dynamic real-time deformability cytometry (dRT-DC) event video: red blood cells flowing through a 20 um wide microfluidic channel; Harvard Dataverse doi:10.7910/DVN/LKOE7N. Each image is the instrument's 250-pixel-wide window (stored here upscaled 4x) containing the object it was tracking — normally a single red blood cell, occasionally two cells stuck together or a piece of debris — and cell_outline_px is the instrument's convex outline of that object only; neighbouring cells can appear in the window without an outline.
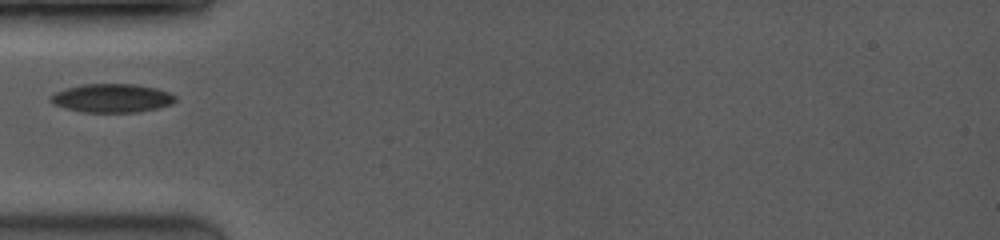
{"species": "common noctule bat (a hibernating species)", "species_latin": "Nyctalus noctula", "temperature_condition": "room temperature", "stored_images_in_passage": 18, "camera_frame_rate_fps": 3500, "um_per_image_px": 0.085, "animal": {"sex": "female", "body_mass_g": 19.0, "forearm_length_mm": 53.3}, "frame": {"image": 1, "passage_image": 1, "time_ms": 0.0, "image_size_px": [1000, 240], "cell_outline_px": [[176, 100], [172, 104], [156, 108], [136, 112], [80, 112], [64, 108], [48, 100], [56, 92], [68, 88], [84, 84], [132, 84], [156, 88], [168, 92], [176, 96]], "centroid_in_image_um": [9.52, 8.34], "position_along_channel_um": 75.5, "area_um2": 20.58}}